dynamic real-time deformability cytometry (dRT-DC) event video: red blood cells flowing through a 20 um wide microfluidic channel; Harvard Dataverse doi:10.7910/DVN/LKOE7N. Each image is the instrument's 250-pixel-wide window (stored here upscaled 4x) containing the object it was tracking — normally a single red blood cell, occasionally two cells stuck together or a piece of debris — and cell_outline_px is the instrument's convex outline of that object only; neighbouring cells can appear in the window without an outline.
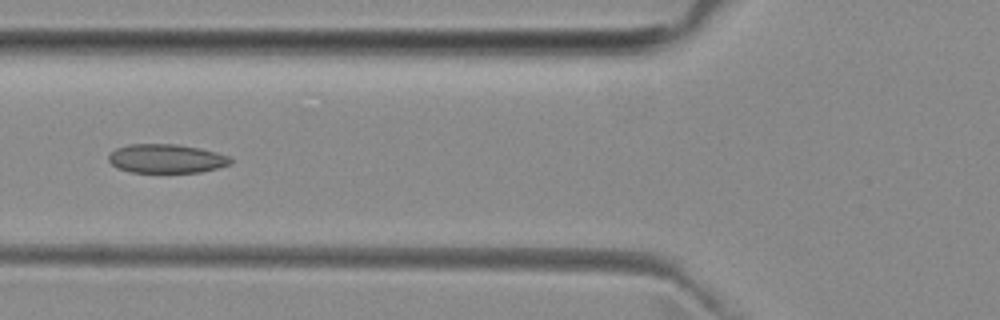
{"species": "common noctule bat (a hibernating species)", "species_latin": "Nyctalus noctula", "temperature_condition": "room temperature", "stored_images_in_passage": 5, "camera_frame_rate_fps": 3000, "um_per_image_px": 0.085, "animal": {"sex": "female", "body_mass_g": 29.2, "forearm_length_mm": 56.3}, "frame": {"image": 1, "passage_image": 5, "time_ms": 5.667, "image_size_px": [1000, 320], "cell_outline_px": [[232, 164], [200, 172], [132, 172], [116, 168], [108, 160], [108, 156], [116, 148], [128, 144], [176, 144], [200, 148], [216, 152], [228, 156], [232, 160]], "centroid_in_image_um": [14.13, 13.48], "position_along_channel_um": 111.7, "area_um2": 20.52}}